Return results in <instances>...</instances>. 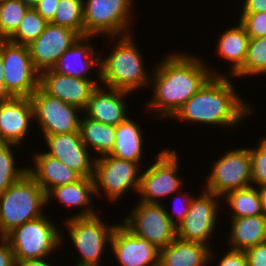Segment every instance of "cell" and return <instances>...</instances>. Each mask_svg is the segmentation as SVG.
<instances>
[{"label": "cell", "mask_w": 266, "mask_h": 266, "mask_svg": "<svg viewBox=\"0 0 266 266\" xmlns=\"http://www.w3.org/2000/svg\"><path fill=\"white\" fill-rule=\"evenodd\" d=\"M221 200L222 197L203 189L200 195L192 199L188 213L178 224L177 238L203 243L211 248L209 239L219 224L217 217Z\"/></svg>", "instance_id": "cell-13"}, {"label": "cell", "mask_w": 266, "mask_h": 266, "mask_svg": "<svg viewBox=\"0 0 266 266\" xmlns=\"http://www.w3.org/2000/svg\"><path fill=\"white\" fill-rule=\"evenodd\" d=\"M124 217L123 225L136 236L162 249L177 238V227L169 219L164 204L139 201Z\"/></svg>", "instance_id": "cell-12"}, {"label": "cell", "mask_w": 266, "mask_h": 266, "mask_svg": "<svg viewBox=\"0 0 266 266\" xmlns=\"http://www.w3.org/2000/svg\"><path fill=\"white\" fill-rule=\"evenodd\" d=\"M110 248L119 266H159L160 249L122 223L112 233Z\"/></svg>", "instance_id": "cell-15"}, {"label": "cell", "mask_w": 266, "mask_h": 266, "mask_svg": "<svg viewBox=\"0 0 266 266\" xmlns=\"http://www.w3.org/2000/svg\"><path fill=\"white\" fill-rule=\"evenodd\" d=\"M0 53L5 98L30 97L39 88V72L33 66L27 45L0 40Z\"/></svg>", "instance_id": "cell-10"}, {"label": "cell", "mask_w": 266, "mask_h": 266, "mask_svg": "<svg viewBox=\"0 0 266 266\" xmlns=\"http://www.w3.org/2000/svg\"><path fill=\"white\" fill-rule=\"evenodd\" d=\"M55 25L69 28L84 36L83 0H59L53 20Z\"/></svg>", "instance_id": "cell-31"}, {"label": "cell", "mask_w": 266, "mask_h": 266, "mask_svg": "<svg viewBox=\"0 0 266 266\" xmlns=\"http://www.w3.org/2000/svg\"><path fill=\"white\" fill-rule=\"evenodd\" d=\"M204 190L224 197L228 192L252 186L248 148L230 149L212 164Z\"/></svg>", "instance_id": "cell-11"}, {"label": "cell", "mask_w": 266, "mask_h": 266, "mask_svg": "<svg viewBox=\"0 0 266 266\" xmlns=\"http://www.w3.org/2000/svg\"><path fill=\"white\" fill-rule=\"evenodd\" d=\"M256 146L248 150L252 167V184H254L252 186L259 188L266 185V138L259 139Z\"/></svg>", "instance_id": "cell-35"}, {"label": "cell", "mask_w": 266, "mask_h": 266, "mask_svg": "<svg viewBox=\"0 0 266 266\" xmlns=\"http://www.w3.org/2000/svg\"><path fill=\"white\" fill-rule=\"evenodd\" d=\"M102 221L99 214L90 217H67L64 221L68 237L80 255L75 266H101L99 264L102 263V255L110 247L112 233L117 225L110 226Z\"/></svg>", "instance_id": "cell-7"}, {"label": "cell", "mask_w": 266, "mask_h": 266, "mask_svg": "<svg viewBox=\"0 0 266 266\" xmlns=\"http://www.w3.org/2000/svg\"><path fill=\"white\" fill-rule=\"evenodd\" d=\"M136 121L128 117L116 126L115 145L109 154L119 159L142 164L143 133Z\"/></svg>", "instance_id": "cell-26"}, {"label": "cell", "mask_w": 266, "mask_h": 266, "mask_svg": "<svg viewBox=\"0 0 266 266\" xmlns=\"http://www.w3.org/2000/svg\"><path fill=\"white\" fill-rule=\"evenodd\" d=\"M30 7L21 0H0V40H7L17 30Z\"/></svg>", "instance_id": "cell-32"}, {"label": "cell", "mask_w": 266, "mask_h": 266, "mask_svg": "<svg viewBox=\"0 0 266 266\" xmlns=\"http://www.w3.org/2000/svg\"><path fill=\"white\" fill-rule=\"evenodd\" d=\"M32 167L27 166V173L47 193L50 189L76 182L81 176L59 159L41 151L34 153Z\"/></svg>", "instance_id": "cell-22"}, {"label": "cell", "mask_w": 266, "mask_h": 266, "mask_svg": "<svg viewBox=\"0 0 266 266\" xmlns=\"http://www.w3.org/2000/svg\"><path fill=\"white\" fill-rule=\"evenodd\" d=\"M79 132L83 143L89 150L92 149L91 154L94 156L93 151L96 152V158L109 155L112 152L115 145L116 126L107 125L85 116L80 120Z\"/></svg>", "instance_id": "cell-28"}, {"label": "cell", "mask_w": 266, "mask_h": 266, "mask_svg": "<svg viewBox=\"0 0 266 266\" xmlns=\"http://www.w3.org/2000/svg\"><path fill=\"white\" fill-rule=\"evenodd\" d=\"M238 20L250 38L266 36V12L241 13Z\"/></svg>", "instance_id": "cell-36"}, {"label": "cell", "mask_w": 266, "mask_h": 266, "mask_svg": "<svg viewBox=\"0 0 266 266\" xmlns=\"http://www.w3.org/2000/svg\"><path fill=\"white\" fill-rule=\"evenodd\" d=\"M34 121L30 97L0 99V142L21 146ZM31 122V123H30Z\"/></svg>", "instance_id": "cell-18"}, {"label": "cell", "mask_w": 266, "mask_h": 266, "mask_svg": "<svg viewBox=\"0 0 266 266\" xmlns=\"http://www.w3.org/2000/svg\"><path fill=\"white\" fill-rule=\"evenodd\" d=\"M12 146L20 149L19 145L0 142V194L27 173V167L16 168Z\"/></svg>", "instance_id": "cell-34"}, {"label": "cell", "mask_w": 266, "mask_h": 266, "mask_svg": "<svg viewBox=\"0 0 266 266\" xmlns=\"http://www.w3.org/2000/svg\"><path fill=\"white\" fill-rule=\"evenodd\" d=\"M23 3H26L30 6H33L37 0H21Z\"/></svg>", "instance_id": "cell-46"}, {"label": "cell", "mask_w": 266, "mask_h": 266, "mask_svg": "<svg viewBox=\"0 0 266 266\" xmlns=\"http://www.w3.org/2000/svg\"><path fill=\"white\" fill-rule=\"evenodd\" d=\"M39 87L46 94L84 110L97 85L92 80L66 76L47 69L39 73Z\"/></svg>", "instance_id": "cell-19"}, {"label": "cell", "mask_w": 266, "mask_h": 266, "mask_svg": "<svg viewBox=\"0 0 266 266\" xmlns=\"http://www.w3.org/2000/svg\"><path fill=\"white\" fill-rule=\"evenodd\" d=\"M48 151L45 153L59 159L81 177L93 178L95 159L83 143L80 132L43 135Z\"/></svg>", "instance_id": "cell-16"}, {"label": "cell", "mask_w": 266, "mask_h": 266, "mask_svg": "<svg viewBox=\"0 0 266 266\" xmlns=\"http://www.w3.org/2000/svg\"><path fill=\"white\" fill-rule=\"evenodd\" d=\"M93 38L94 36L85 35L76 39L68 50L60 56L59 60L52 67V70L66 76L92 80L97 86L101 85L86 75L87 73L89 74L92 68H97V80L100 81V55L97 56L99 53L89 43L90 39Z\"/></svg>", "instance_id": "cell-20"}, {"label": "cell", "mask_w": 266, "mask_h": 266, "mask_svg": "<svg viewBox=\"0 0 266 266\" xmlns=\"http://www.w3.org/2000/svg\"><path fill=\"white\" fill-rule=\"evenodd\" d=\"M108 90V91H107ZM132 93L98 85L92 92L84 115L107 125L117 126L128 118L125 97ZM127 112V113H126Z\"/></svg>", "instance_id": "cell-21"}, {"label": "cell", "mask_w": 266, "mask_h": 266, "mask_svg": "<svg viewBox=\"0 0 266 266\" xmlns=\"http://www.w3.org/2000/svg\"><path fill=\"white\" fill-rule=\"evenodd\" d=\"M217 266H249L245 252L238 250H227L222 259L218 260Z\"/></svg>", "instance_id": "cell-39"}, {"label": "cell", "mask_w": 266, "mask_h": 266, "mask_svg": "<svg viewBox=\"0 0 266 266\" xmlns=\"http://www.w3.org/2000/svg\"><path fill=\"white\" fill-rule=\"evenodd\" d=\"M48 22L31 6L17 30L7 39L15 44L28 45L45 30Z\"/></svg>", "instance_id": "cell-33"}, {"label": "cell", "mask_w": 266, "mask_h": 266, "mask_svg": "<svg viewBox=\"0 0 266 266\" xmlns=\"http://www.w3.org/2000/svg\"><path fill=\"white\" fill-rule=\"evenodd\" d=\"M95 195L93 178L81 177L76 182L50 189L46 193V205L55 199L63 206L81 208L80 212L71 217H90L98 214L91 206Z\"/></svg>", "instance_id": "cell-23"}, {"label": "cell", "mask_w": 266, "mask_h": 266, "mask_svg": "<svg viewBox=\"0 0 266 266\" xmlns=\"http://www.w3.org/2000/svg\"><path fill=\"white\" fill-rule=\"evenodd\" d=\"M213 251L206 244L176 238L160 249L159 266H207Z\"/></svg>", "instance_id": "cell-24"}, {"label": "cell", "mask_w": 266, "mask_h": 266, "mask_svg": "<svg viewBox=\"0 0 266 266\" xmlns=\"http://www.w3.org/2000/svg\"><path fill=\"white\" fill-rule=\"evenodd\" d=\"M229 77V74L212 76L171 118L215 125V128L216 125L233 128L241 124V120L252 115L253 109L243 97L240 98Z\"/></svg>", "instance_id": "cell-2"}, {"label": "cell", "mask_w": 266, "mask_h": 266, "mask_svg": "<svg viewBox=\"0 0 266 266\" xmlns=\"http://www.w3.org/2000/svg\"><path fill=\"white\" fill-rule=\"evenodd\" d=\"M224 197L223 202L228 204L230 211L233 210L229 214L231 219L264 215L261 195L256 186L230 191Z\"/></svg>", "instance_id": "cell-29"}, {"label": "cell", "mask_w": 266, "mask_h": 266, "mask_svg": "<svg viewBox=\"0 0 266 266\" xmlns=\"http://www.w3.org/2000/svg\"><path fill=\"white\" fill-rule=\"evenodd\" d=\"M178 156V152L168 148L154 155L155 162L141 173L138 201L162 204L164 198L182 190L184 185L178 174L181 166Z\"/></svg>", "instance_id": "cell-8"}, {"label": "cell", "mask_w": 266, "mask_h": 266, "mask_svg": "<svg viewBox=\"0 0 266 266\" xmlns=\"http://www.w3.org/2000/svg\"><path fill=\"white\" fill-rule=\"evenodd\" d=\"M237 24L223 31L215 50L219 57L232 64L229 76H233L244 65L250 40L245 28L239 22Z\"/></svg>", "instance_id": "cell-27"}, {"label": "cell", "mask_w": 266, "mask_h": 266, "mask_svg": "<svg viewBox=\"0 0 266 266\" xmlns=\"http://www.w3.org/2000/svg\"><path fill=\"white\" fill-rule=\"evenodd\" d=\"M59 0H37L32 6L48 23H50L56 13Z\"/></svg>", "instance_id": "cell-40"}, {"label": "cell", "mask_w": 266, "mask_h": 266, "mask_svg": "<svg viewBox=\"0 0 266 266\" xmlns=\"http://www.w3.org/2000/svg\"><path fill=\"white\" fill-rule=\"evenodd\" d=\"M229 244L230 249L245 252L266 242V216H245L231 219Z\"/></svg>", "instance_id": "cell-25"}, {"label": "cell", "mask_w": 266, "mask_h": 266, "mask_svg": "<svg viewBox=\"0 0 266 266\" xmlns=\"http://www.w3.org/2000/svg\"><path fill=\"white\" fill-rule=\"evenodd\" d=\"M139 165L141 164L111 155L96 158L93 177L96 197L102 198V194H105L104 196L113 202L123 198L130 189L137 193L142 172Z\"/></svg>", "instance_id": "cell-9"}, {"label": "cell", "mask_w": 266, "mask_h": 266, "mask_svg": "<svg viewBox=\"0 0 266 266\" xmlns=\"http://www.w3.org/2000/svg\"><path fill=\"white\" fill-rule=\"evenodd\" d=\"M153 68V97L144 106L159 119L171 118L212 76H226L205 65L203 58L180 52L168 54Z\"/></svg>", "instance_id": "cell-1"}, {"label": "cell", "mask_w": 266, "mask_h": 266, "mask_svg": "<svg viewBox=\"0 0 266 266\" xmlns=\"http://www.w3.org/2000/svg\"><path fill=\"white\" fill-rule=\"evenodd\" d=\"M249 266H266V242L245 251Z\"/></svg>", "instance_id": "cell-38"}, {"label": "cell", "mask_w": 266, "mask_h": 266, "mask_svg": "<svg viewBox=\"0 0 266 266\" xmlns=\"http://www.w3.org/2000/svg\"><path fill=\"white\" fill-rule=\"evenodd\" d=\"M0 266H16L13 251L4 236H0Z\"/></svg>", "instance_id": "cell-41"}, {"label": "cell", "mask_w": 266, "mask_h": 266, "mask_svg": "<svg viewBox=\"0 0 266 266\" xmlns=\"http://www.w3.org/2000/svg\"><path fill=\"white\" fill-rule=\"evenodd\" d=\"M266 12V0H244L241 13Z\"/></svg>", "instance_id": "cell-42"}, {"label": "cell", "mask_w": 266, "mask_h": 266, "mask_svg": "<svg viewBox=\"0 0 266 266\" xmlns=\"http://www.w3.org/2000/svg\"><path fill=\"white\" fill-rule=\"evenodd\" d=\"M4 67H3V60L1 58L0 53V99L5 98V83H4Z\"/></svg>", "instance_id": "cell-44"}, {"label": "cell", "mask_w": 266, "mask_h": 266, "mask_svg": "<svg viewBox=\"0 0 266 266\" xmlns=\"http://www.w3.org/2000/svg\"><path fill=\"white\" fill-rule=\"evenodd\" d=\"M181 192L182 191L180 190L178 193H176V195L174 197L176 202H178L179 200H181V203H183V204H181V207L180 208H179L180 205L179 206L173 205L174 207L175 206L176 207L173 208V210H171V211H173L172 212L173 214H171V211L169 212L168 209H166V207H165V210H166V213H167L169 219L171 220V222L173 224L176 225V227L184 219L185 215L188 213L189 208H190L191 201H192V199L195 196L194 194H193V196H189L188 194H186V192L185 193L184 192L181 193ZM176 202H174V203H176ZM178 203H180V201ZM173 215H175V216H173ZM174 218H176V219H174Z\"/></svg>", "instance_id": "cell-37"}, {"label": "cell", "mask_w": 266, "mask_h": 266, "mask_svg": "<svg viewBox=\"0 0 266 266\" xmlns=\"http://www.w3.org/2000/svg\"><path fill=\"white\" fill-rule=\"evenodd\" d=\"M46 214L14 228L5 237L13 251L15 261L49 258L65 238L59 227Z\"/></svg>", "instance_id": "cell-5"}, {"label": "cell", "mask_w": 266, "mask_h": 266, "mask_svg": "<svg viewBox=\"0 0 266 266\" xmlns=\"http://www.w3.org/2000/svg\"><path fill=\"white\" fill-rule=\"evenodd\" d=\"M263 74H266V36L250 38L244 65L233 77L244 78Z\"/></svg>", "instance_id": "cell-30"}, {"label": "cell", "mask_w": 266, "mask_h": 266, "mask_svg": "<svg viewBox=\"0 0 266 266\" xmlns=\"http://www.w3.org/2000/svg\"><path fill=\"white\" fill-rule=\"evenodd\" d=\"M34 121L38 123L43 135L79 132L81 110L46 94L40 87L30 96ZM82 111V112H81ZM80 113V116H78Z\"/></svg>", "instance_id": "cell-14"}, {"label": "cell", "mask_w": 266, "mask_h": 266, "mask_svg": "<svg viewBox=\"0 0 266 266\" xmlns=\"http://www.w3.org/2000/svg\"><path fill=\"white\" fill-rule=\"evenodd\" d=\"M132 36L112 37L116 39L114 48L107 57L100 58V82L103 86L130 93L149 88L152 73L146 72L145 61Z\"/></svg>", "instance_id": "cell-3"}, {"label": "cell", "mask_w": 266, "mask_h": 266, "mask_svg": "<svg viewBox=\"0 0 266 266\" xmlns=\"http://www.w3.org/2000/svg\"><path fill=\"white\" fill-rule=\"evenodd\" d=\"M48 262L47 258L32 259L16 262V266H55L53 263Z\"/></svg>", "instance_id": "cell-43"}, {"label": "cell", "mask_w": 266, "mask_h": 266, "mask_svg": "<svg viewBox=\"0 0 266 266\" xmlns=\"http://www.w3.org/2000/svg\"><path fill=\"white\" fill-rule=\"evenodd\" d=\"M83 0L84 36L130 35L134 0ZM130 26V27H129Z\"/></svg>", "instance_id": "cell-6"}, {"label": "cell", "mask_w": 266, "mask_h": 266, "mask_svg": "<svg viewBox=\"0 0 266 266\" xmlns=\"http://www.w3.org/2000/svg\"><path fill=\"white\" fill-rule=\"evenodd\" d=\"M80 36L73 30L48 23L43 33L27 47L34 68L40 73L52 67Z\"/></svg>", "instance_id": "cell-17"}, {"label": "cell", "mask_w": 266, "mask_h": 266, "mask_svg": "<svg viewBox=\"0 0 266 266\" xmlns=\"http://www.w3.org/2000/svg\"><path fill=\"white\" fill-rule=\"evenodd\" d=\"M259 192H260L261 199H262L263 212H264V215L266 216V185L259 187Z\"/></svg>", "instance_id": "cell-45"}, {"label": "cell", "mask_w": 266, "mask_h": 266, "mask_svg": "<svg viewBox=\"0 0 266 266\" xmlns=\"http://www.w3.org/2000/svg\"><path fill=\"white\" fill-rule=\"evenodd\" d=\"M46 193L28 174L0 194V236L45 215Z\"/></svg>", "instance_id": "cell-4"}]
</instances>
